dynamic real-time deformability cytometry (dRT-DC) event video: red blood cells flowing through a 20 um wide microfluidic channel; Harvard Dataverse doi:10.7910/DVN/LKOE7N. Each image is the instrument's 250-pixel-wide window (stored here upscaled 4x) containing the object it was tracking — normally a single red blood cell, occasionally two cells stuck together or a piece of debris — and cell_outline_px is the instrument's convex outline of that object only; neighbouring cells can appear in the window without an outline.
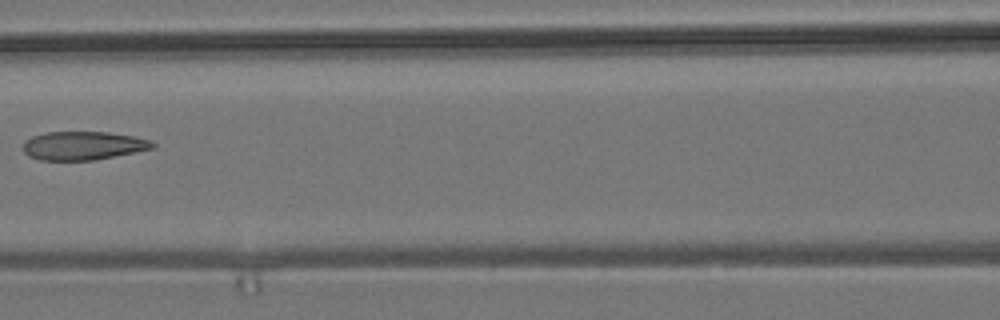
{"species": "common noctule bat (a hibernating species)", "species_latin": "Nyctalus noctula", "temperature_condition": "room temperature", "stored_images_in_passage": 7, "camera_frame_rate_fps": 3000, "um_per_image_px": 0.085, "animal": {"sex": "male", "body_mass_g": 19.2, "forearm_length_mm": 51.8}, "frame": {"image": 1, "passage_image": 6, "time_ms": 7.0, "image_size_px": [1000, 320], "cell_outline_px": [[156, 148], [136, 152], [92, 160], [40, 160], [28, 156], [24, 152], [24, 144], [32, 136], [44, 132], [108, 132], [132, 136], [148, 140], [156, 144]], "centroid_in_image_um": [7.07, 12.38], "position_along_channel_um": 159.5, "area_um2": 21.39}}
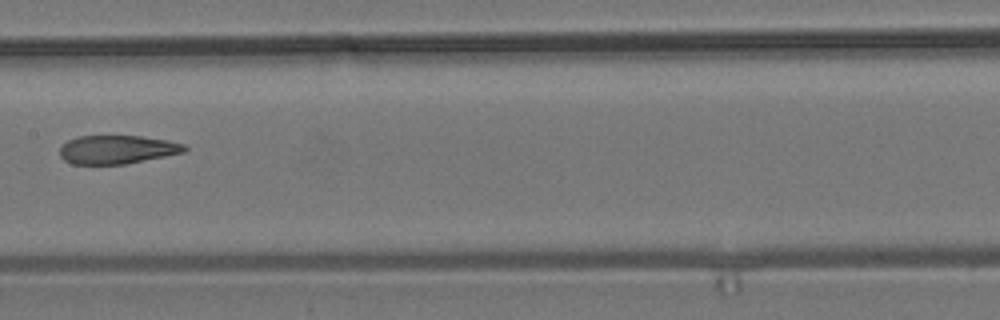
{"frame": {"image": 2, "passage_image": 7, "time_ms": 8.0, "image_size_px": [1000, 320], "cell_outline_px": [[188, 148], [184, 152], [124, 164], [72, 164], [64, 160], [60, 156], [60, 148], [68, 140], [76, 136], [140, 136], [168, 140], [184, 144]], "centroid_in_image_um": [9.94, 12.7], "position_along_channel_um": 197.5, "area_um2": 20.63}}